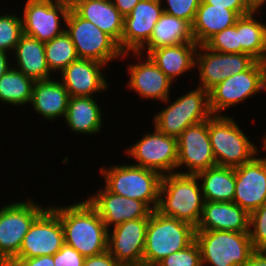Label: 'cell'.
I'll return each mask as SVG.
<instances>
[{
  "instance_id": "6da1fadb",
  "label": "cell",
  "mask_w": 266,
  "mask_h": 266,
  "mask_svg": "<svg viewBox=\"0 0 266 266\" xmlns=\"http://www.w3.org/2000/svg\"><path fill=\"white\" fill-rule=\"evenodd\" d=\"M60 217L65 244L84 257L107 251L108 229L87 200L68 206H50Z\"/></svg>"
},
{
  "instance_id": "7a4b0ae2",
  "label": "cell",
  "mask_w": 266,
  "mask_h": 266,
  "mask_svg": "<svg viewBox=\"0 0 266 266\" xmlns=\"http://www.w3.org/2000/svg\"><path fill=\"white\" fill-rule=\"evenodd\" d=\"M203 205V193L196 175H162L156 209L160 214L185 221L196 228L201 219Z\"/></svg>"
},
{
  "instance_id": "3957f363",
  "label": "cell",
  "mask_w": 266,
  "mask_h": 266,
  "mask_svg": "<svg viewBox=\"0 0 266 266\" xmlns=\"http://www.w3.org/2000/svg\"><path fill=\"white\" fill-rule=\"evenodd\" d=\"M195 232L190 223L153 210L146 228L143 266H156L170 254L188 247L195 240Z\"/></svg>"
},
{
  "instance_id": "277c9868",
  "label": "cell",
  "mask_w": 266,
  "mask_h": 266,
  "mask_svg": "<svg viewBox=\"0 0 266 266\" xmlns=\"http://www.w3.org/2000/svg\"><path fill=\"white\" fill-rule=\"evenodd\" d=\"M233 119L226 115H212L208 119V133L217 166L239 167L251 161L259 150Z\"/></svg>"
},
{
  "instance_id": "5b68a950",
  "label": "cell",
  "mask_w": 266,
  "mask_h": 266,
  "mask_svg": "<svg viewBox=\"0 0 266 266\" xmlns=\"http://www.w3.org/2000/svg\"><path fill=\"white\" fill-rule=\"evenodd\" d=\"M106 167V168H105ZM105 187L112 193L145 202L156 210L162 175L134 164L100 168Z\"/></svg>"
},
{
  "instance_id": "8992f818",
  "label": "cell",
  "mask_w": 266,
  "mask_h": 266,
  "mask_svg": "<svg viewBox=\"0 0 266 266\" xmlns=\"http://www.w3.org/2000/svg\"><path fill=\"white\" fill-rule=\"evenodd\" d=\"M202 266H244L255 251L249 232L196 230Z\"/></svg>"
},
{
  "instance_id": "52a82bcc",
  "label": "cell",
  "mask_w": 266,
  "mask_h": 266,
  "mask_svg": "<svg viewBox=\"0 0 266 266\" xmlns=\"http://www.w3.org/2000/svg\"><path fill=\"white\" fill-rule=\"evenodd\" d=\"M155 115L153 125L161 133L178 138L189 126L208 120L212 113L209 108V92L199 86L180 95Z\"/></svg>"
},
{
  "instance_id": "ba28073f",
  "label": "cell",
  "mask_w": 266,
  "mask_h": 266,
  "mask_svg": "<svg viewBox=\"0 0 266 266\" xmlns=\"http://www.w3.org/2000/svg\"><path fill=\"white\" fill-rule=\"evenodd\" d=\"M65 26L78 58L96 60L107 66L117 58L122 59L123 52L118 43L74 10H69Z\"/></svg>"
},
{
  "instance_id": "9c48e42d",
  "label": "cell",
  "mask_w": 266,
  "mask_h": 266,
  "mask_svg": "<svg viewBox=\"0 0 266 266\" xmlns=\"http://www.w3.org/2000/svg\"><path fill=\"white\" fill-rule=\"evenodd\" d=\"M266 91V63L256 61L248 70L229 76L209 91V108L212 115Z\"/></svg>"
},
{
  "instance_id": "30bf717a",
  "label": "cell",
  "mask_w": 266,
  "mask_h": 266,
  "mask_svg": "<svg viewBox=\"0 0 266 266\" xmlns=\"http://www.w3.org/2000/svg\"><path fill=\"white\" fill-rule=\"evenodd\" d=\"M27 199L0 208V262L12 261L18 255L26 233L47 208Z\"/></svg>"
},
{
  "instance_id": "8fae6325",
  "label": "cell",
  "mask_w": 266,
  "mask_h": 266,
  "mask_svg": "<svg viewBox=\"0 0 266 266\" xmlns=\"http://www.w3.org/2000/svg\"><path fill=\"white\" fill-rule=\"evenodd\" d=\"M134 165L159 172L161 175L177 173L178 140L167 136L154 127L132 146L126 147Z\"/></svg>"
},
{
  "instance_id": "7c38bea8",
  "label": "cell",
  "mask_w": 266,
  "mask_h": 266,
  "mask_svg": "<svg viewBox=\"0 0 266 266\" xmlns=\"http://www.w3.org/2000/svg\"><path fill=\"white\" fill-rule=\"evenodd\" d=\"M69 10L62 0H27L22 15L23 34L49 42L65 32Z\"/></svg>"
},
{
  "instance_id": "4fadbf2b",
  "label": "cell",
  "mask_w": 266,
  "mask_h": 266,
  "mask_svg": "<svg viewBox=\"0 0 266 266\" xmlns=\"http://www.w3.org/2000/svg\"><path fill=\"white\" fill-rule=\"evenodd\" d=\"M257 60L246 53H221L199 45L195 68L199 71V87L208 92L229 76L248 70Z\"/></svg>"
},
{
  "instance_id": "5bb4252c",
  "label": "cell",
  "mask_w": 266,
  "mask_h": 266,
  "mask_svg": "<svg viewBox=\"0 0 266 266\" xmlns=\"http://www.w3.org/2000/svg\"><path fill=\"white\" fill-rule=\"evenodd\" d=\"M65 244L59 215L49 206L33 222L14 259L54 255Z\"/></svg>"
},
{
  "instance_id": "9a60e30c",
  "label": "cell",
  "mask_w": 266,
  "mask_h": 266,
  "mask_svg": "<svg viewBox=\"0 0 266 266\" xmlns=\"http://www.w3.org/2000/svg\"><path fill=\"white\" fill-rule=\"evenodd\" d=\"M177 140V170L180 167L188 169L177 173L196 175L217 166L208 133V120L187 127Z\"/></svg>"
},
{
  "instance_id": "2e32d148",
  "label": "cell",
  "mask_w": 266,
  "mask_h": 266,
  "mask_svg": "<svg viewBox=\"0 0 266 266\" xmlns=\"http://www.w3.org/2000/svg\"><path fill=\"white\" fill-rule=\"evenodd\" d=\"M148 221L133 219L108 230L107 251L123 266H143Z\"/></svg>"
},
{
  "instance_id": "e0dca14e",
  "label": "cell",
  "mask_w": 266,
  "mask_h": 266,
  "mask_svg": "<svg viewBox=\"0 0 266 266\" xmlns=\"http://www.w3.org/2000/svg\"><path fill=\"white\" fill-rule=\"evenodd\" d=\"M164 13L161 0H140L124 17L121 51L139 52L150 40L153 29Z\"/></svg>"
},
{
  "instance_id": "ac0fdd59",
  "label": "cell",
  "mask_w": 266,
  "mask_h": 266,
  "mask_svg": "<svg viewBox=\"0 0 266 266\" xmlns=\"http://www.w3.org/2000/svg\"><path fill=\"white\" fill-rule=\"evenodd\" d=\"M86 200L97 211L109 230L125 221L149 218L152 209L143 201L110 192L105 186Z\"/></svg>"
},
{
  "instance_id": "d6986e66",
  "label": "cell",
  "mask_w": 266,
  "mask_h": 266,
  "mask_svg": "<svg viewBox=\"0 0 266 266\" xmlns=\"http://www.w3.org/2000/svg\"><path fill=\"white\" fill-rule=\"evenodd\" d=\"M233 202L249 214L266 203V157L256 155L251 161L235 168Z\"/></svg>"
},
{
  "instance_id": "ffe728a7",
  "label": "cell",
  "mask_w": 266,
  "mask_h": 266,
  "mask_svg": "<svg viewBox=\"0 0 266 266\" xmlns=\"http://www.w3.org/2000/svg\"><path fill=\"white\" fill-rule=\"evenodd\" d=\"M129 53L138 57L136 60L139 62L129 63L126 68L130 74L127 88L138 93L143 99L166 101L170 96L173 81L156 66L148 55L143 58L144 55L140 52H125L122 57H128Z\"/></svg>"
},
{
  "instance_id": "44dd1931",
  "label": "cell",
  "mask_w": 266,
  "mask_h": 266,
  "mask_svg": "<svg viewBox=\"0 0 266 266\" xmlns=\"http://www.w3.org/2000/svg\"><path fill=\"white\" fill-rule=\"evenodd\" d=\"M106 66L96 60L78 58L60 72L59 79L70 97H94L109 87L102 73V68Z\"/></svg>"
},
{
  "instance_id": "7402d4cb",
  "label": "cell",
  "mask_w": 266,
  "mask_h": 266,
  "mask_svg": "<svg viewBox=\"0 0 266 266\" xmlns=\"http://www.w3.org/2000/svg\"><path fill=\"white\" fill-rule=\"evenodd\" d=\"M250 214L234 202L204 201L196 230L249 232Z\"/></svg>"
},
{
  "instance_id": "603a6c76",
  "label": "cell",
  "mask_w": 266,
  "mask_h": 266,
  "mask_svg": "<svg viewBox=\"0 0 266 266\" xmlns=\"http://www.w3.org/2000/svg\"><path fill=\"white\" fill-rule=\"evenodd\" d=\"M69 93L61 81L55 78L35 81L30 105L44 120L55 121L66 116Z\"/></svg>"
},
{
  "instance_id": "cb8c5ba5",
  "label": "cell",
  "mask_w": 266,
  "mask_h": 266,
  "mask_svg": "<svg viewBox=\"0 0 266 266\" xmlns=\"http://www.w3.org/2000/svg\"><path fill=\"white\" fill-rule=\"evenodd\" d=\"M198 46L195 42H185L155 48L147 55L174 82L178 80L177 78L180 75L190 72L193 68L195 69V56Z\"/></svg>"
},
{
  "instance_id": "d4e9b609",
  "label": "cell",
  "mask_w": 266,
  "mask_h": 266,
  "mask_svg": "<svg viewBox=\"0 0 266 266\" xmlns=\"http://www.w3.org/2000/svg\"><path fill=\"white\" fill-rule=\"evenodd\" d=\"M240 16L225 7H215L200 1L191 25L194 42L204 45L218 32L235 25Z\"/></svg>"
},
{
  "instance_id": "484cf974",
  "label": "cell",
  "mask_w": 266,
  "mask_h": 266,
  "mask_svg": "<svg viewBox=\"0 0 266 266\" xmlns=\"http://www.w3.org/2000/svg\"><path fill=\"white\" fill-rule=\"evenodd\" d=\"M81 18L92 22L100 30L112 37L118 44L124 29V16L115 8L111 0H89L73 9Z\"/></svg>"
},
{
  "instance_id": "4316f807",
  "label": "cell",
  "mask_w": 266,
  "mask_h": 266,
  "mask_svg": "<svg viewBox=\"0 0 266 266\" xmlns=\"http://www.w3.org/2000/svg\"><path fill=\"white\" fill-rule=\"evenodd\" d=\"M101 110L95 97H70L64 120L73 133L98 134L103 125Z\"/></svg>"
},
{
  "instance_id": "83f0119b",
  "label": "cell",
  "mask_w": 266,
  "mask_h": 266,
  "mask_svg": "<svg viewBox=\"0 0 266 266\" xmlns=\"http://www.w3.org/2000/svg\"><path fill=\"white\" fill-rule=\"evenodd\" d=\"M14 68L34 81L53 78L46 63L44 43L22 35L13 52ZM51 76V77H50Z\"/></svg>"
},
{
  "instance_id": "f1b7e54d",
  "label": "cell",
  "mask_w": 266,
  "mask_h": 266,
  "mask_svg": "<svg viewBox=\"0 0 266 266\" xmlns=\"http://www.w3.org/2000/svg\"><path fill=\"white\" fill-rule=\"evenodd\" d=\"M201 182L204 201L233 202L235 168L215 166L196 174Z\"/></svg>"
},
{
  "instance_id": "f546056e",
  "label": "cell",
  "mask_w": 266,
  "mask_h": 266,
  "mask_svg": "<svg viewBox=\"0 0 266 266\" xmlns=\"http://www.w3.org/2000/svg\"><path fill=\"white\" fill-rule=\"evenodd\" d=\"M185 42H194L191 25L183 19L163 13L153 29L149 42L139 52L147 51L148 54L158 47Z\"/></svg>"
},
{
  "instance_id": "4dcf8cb0",
  "label": "cell",
  "mask_w": 266,
  "mask_h": 266,
  "mask_svg": "<svg viewBox=\"0 0 266 266\" xmlns=\"http://www.w3.org/2000/svg\"><path fill=\"white\" fill-rule=\"evenodd\" d=\"M257 13L260 11L252 10L238 18L239 44L241 53L266 63V24L256 19Z\"/></svg>"
},
{
  "instance_id": "1f68e13d",
  "label": "cell",
  "mask_w": 266,
  "mask_h": 266,
  "mask_svg": "<svg viewBox=\"0 0 266 266\" xmlns=\"http://www.w3.org/2000/svg\"><path fill=\"white\" fill-rule=\"evenodd\" d=\"M34 82L12 66L0 78V102L16 107L30 104Z\"/></svg>"
},
{
  "instance_id": "d6a6232c",
  "label": "cell",
  "mask_w": 266,
  "mask_h": 266,
  "mask_svg": "<svg viewBox=\"0 0 266 266\" xmlns=\"http://www.w3.org/2000/svg\"><path fill=\"white\" fill-rule=\"evenodd\" d=\"M46 63L53 74L64 70L69 64L78 59L75 46L66 31L44 43Z\"/></svg>"
},
{
  "instance_id": "836d02e7",
  "label": "cell",
  "mask_w": 266,
  "mask_h": 266,
  "mask_svg": "<svg viewBox=\"0 0 266 266\" xmlns=\"http://www.w3.org/2000/svg\"><path fill=\"white\" fill-rule=\"evenodd\" d=\"M23 35L22 17L10 13L0 15V51L14 52Z\"/></svg>"
},
{
  "instance_id": "e575fe53",
  "label": "cell",
  "mask_w": 266,
  "mask_h": 266,
  "mask_svg": "<svg viewBox=\"0 0 266 266\" xmlns=\"http://www.w3.org/2000/svg\"><path fill=\"white\" fill-rule=\"evenodd\" d=\"M204 45L215 52L241 53V44H239L238 33V19L234 26L218 32Z\"/></svg>"
},
{
  "instance_id": "d590c367",
  "label": "cell",
  "mask_w": 266,
  "mask_h": 266,
  "mask_svg": "<svg viewBox=\"0 0 266 266\" xmlns=\"http://www.w3.org/2000/svg\"><path fill=\"white\" fill-rule=\"evenodd\" d=\"M249 236L255 251L266 248V203L250 213Z\"/></svg>"
},
{
  "instance_id": "8d00e7d4",
  "label": "cell",
  "mask_w": 266,
  "mask_h": 266,
  "mask_svg": "<svg viewBox=\"0 0 266 266\" xmlns=\"http://www.w3.org/2000/svg\"><path fill=\"white\" fill-rule=\"evenodd\" d=\"M156 266H202L199 245L194 240L188 247L170 254Z\"/></svg>"
},
{
  "instance_id": "74e56055",
  "label": "cell",
  "mask_w": 266,
  "mask_h": 266,
  "mask_svg": "<svg viewBox=\"0 0 266 266\" xmlns=\"http://www.w3.org/2000/svg\"><path fill=\"white\" fill-rule=\"evenodd\" d=\"M162 1V0H161ZM162 2L163 11L166 14L175 16L177 18L187 21L192 25L196 11L201 0H164Z\"/></svg>"
},
{
  "instance_id": "f35d334b",
  "label": "cell",
  "mask_w": 266,
  "mask_h": 266,
  "mask_svg": "<svg viewBox=\"0 0 266 266\" xmlns=\"http://www.w3.org/2000/svg\"><path fill=\"white\" fill-rule=\"evenodd\" d=\"M55 266H83L85 257L76 249L64 244L61 249L53 255Z\"/></svg>"
},
{
  "instance_id": "ab89813d",
  "label": "cell",
  "mask_w": 266,
  "mask_h": 266,
  "mask_svg": "<svg viewBox=\"0 0 266 266\" xmlns=\"http://www.w3.org/2000/svg\"><path fill=\"white\" fill-rule=\"evenodd\" d=\"M215 7H225L235 11L239 16L249 14L253 9L246 0H201Z\"/></svg>"
},
{
  "instance_id": "60d3db41",
  "label": "cell",
  "mask_w": 266,
  "mask_h": 266,
  "mask_svg": "<svg viewBox=\"0 0 266 266\" xmlns=\"http://www.w3.org/2000/svg\"><path fill=\"white\" fill-rule=\"evenodd\" d=\"M83 266H123L108 251L95 256L85 257Z\"/></svg>"
},
{
  "instance_id": "b9f144b4",
  "label": "cell",
  "mask_w": 266,
  "mask_h": 266,
  "mask_svg": "<svg viewBox=\"0 0 266 266\" xmlns=\"http://www.w3.org/2000/svg\"><path fill=\"white\" fill-rule=\"evenodd\" d=\"M17 266H55L53 255H44L35 258L13 259Z\"/></svg>"
},
{
  "instance_id": "7bdbcfd3",
  "label": "cell",
  "mask_w": 266,
  "mask_h": 266,
  "mask_svg": "<svg viewBox=\"0 0 266 266\" xmlns=\"http://www.w3.org/2000/svg\"><path fill=\"white\" fill-rule=\"evenodd\" d=\"M115 8L125 17L133 8L139 3L140 0H111Z\"/></svg>"
},
{
  "instance_id": "ee69618b",
  "label": "cell",
  "mask_w": 266,
  "mask_h": 266,
  "mask_svg": "<svg viewBox=\"0 0 266 266\" xmlns=\"http://www.w3.org/2000/svg\"><path fill=\"white\" fill-rule=\"evenodd\" d=\"M244 266H266V253L264 251H254Z\"/></svg>"
},
{
  "instance_id": "f6af8a7d",
  "label": "cell",
  "mask_w": 266,
  "mask_h": 266,
  "mask_svg": "<svg viewBox=\"0 0 266 266\" xmlns=\"http://www.w3.org/2000/svg\"><path fill=\"white\" fill-rule=\"evenodd\" d=\"M8 55H10L11 57L13 56L11 54H8V52L0 51V78L13 66L10 63L11 59Z\"/></svg>"
},
{
  "instance_id": "bcb514c9",
  "label": "cell",
  "mask_w": 266,
  "mask_h": 266,
  "mask_svg": "<svg viewBox=\"0 0 266 266\" xmlns=\"http://www.w3.org/2000/svg\"><path fill=\"white\" fill-rule=\"evenodd\" d=\"M253 10H260L266 4V0H246Z\"/></svg>"
},
{
  "instance_id": "7dc6e473",
  "label": "cell",
  "mask_w": 266,
  "mask_h": 266,
  "mask_svg": "<svg viewBox=\"0 0 266 266\" xmlns=\"http://www.w3.org/2000/svg\"><path fill=\"white\" fill-rule=\"evenodd\" d=\"M66 6L70 9L73 10L77 5H79L82 2L89 1V0H62Z\"/></svg>"
},
{
  "instance_id": "c3c4849f",
  "label": "cell",
  "mask_w": 266,
  "mask_h": 266,
  "mask_svg": "<svg viewBox=\"0 0 266 266\" xmlns=\"http://www.w3.org/2000/svg\"><path fill=\"white\" fill-rule=\"evenodd\" d=\"M0 266H17V265L11 261H7V262H0Z\"/></svg>"
},
{
  "instance_id": "681fc988",
  "label": "cell",
  "mask_w": 266,
  "mask_h": 266,
  "mask_svg": "<svg viewBox=\"0 0 266 266\" xmlns=\"http://www.w3.org/2000/svg\"><path fill=\"white\" fill-rule=\"evenodd\" d=\"M263 140H264V142H263V149L262 150H264V151H266V135H265V137L263 138Z\"/></svg>"
}]
</instances>
